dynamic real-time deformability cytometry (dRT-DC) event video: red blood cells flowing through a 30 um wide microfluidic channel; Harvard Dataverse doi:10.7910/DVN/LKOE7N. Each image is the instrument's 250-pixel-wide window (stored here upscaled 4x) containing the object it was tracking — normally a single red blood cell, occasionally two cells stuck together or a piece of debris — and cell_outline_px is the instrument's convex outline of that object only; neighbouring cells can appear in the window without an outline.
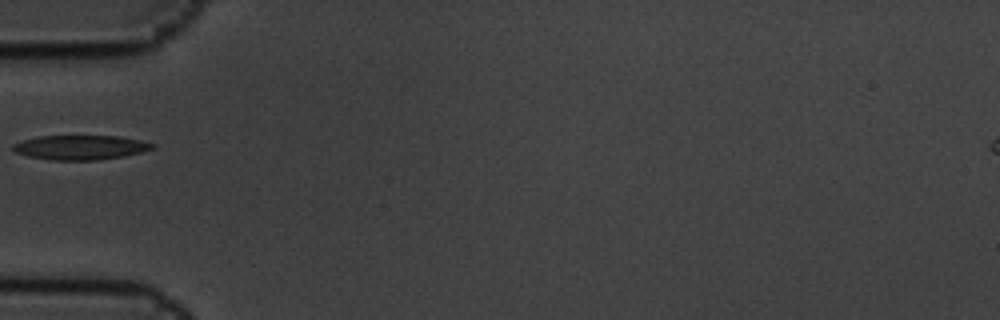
{"species": "common noctule bat (a hibernating species)", "species_latin": "Nyctalus noctula", "temperature_condition": "cold", "stored_images_in_passage": 11, "camera_frame_rate_fps": 3000, "um_per_image_px": 0.085, "animal": {"sex": "male", "body_mass_g": 19.5, "forearm_length_mm": 54.6}, "frame": {"image": 1, "passage_image": 1, "time_ms": 0.0, "image_size_px": [1000, 320], "cell_outline_px": [[156, 144], [152, 148], [140, 152], [120, 156], [96, 160], [52, 160], [28, 156], [12, 152], [12, 144], [24, 140], [40, 136], [120, 136], [140, 140]], "centroid_in_image_um": [6.78, 12.52], "position_along_channel_um": 78.2, "area_um2": 19.71}}
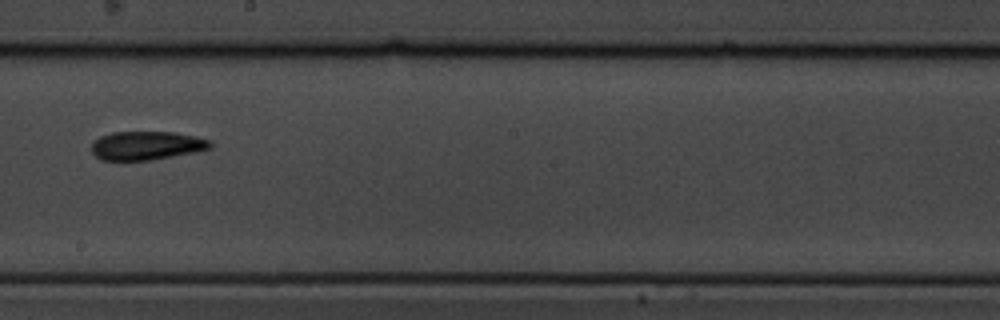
{"frame": {"image": 2, "passage_image": 5, "time_ms": 1.333, "image_size_px": [1000, 320], "cell_outline_px": [[212, 148], [196, 152], [152, 160], [100, 160], [92, 152], [92, 144], [100, 136], [112, 132], [172, 132], [196, 136], [212, 140]], "centroid_in_image_um": [12.5, 12.37], "position_along_channel_um": 235.7, "area_um2": 19.94}}
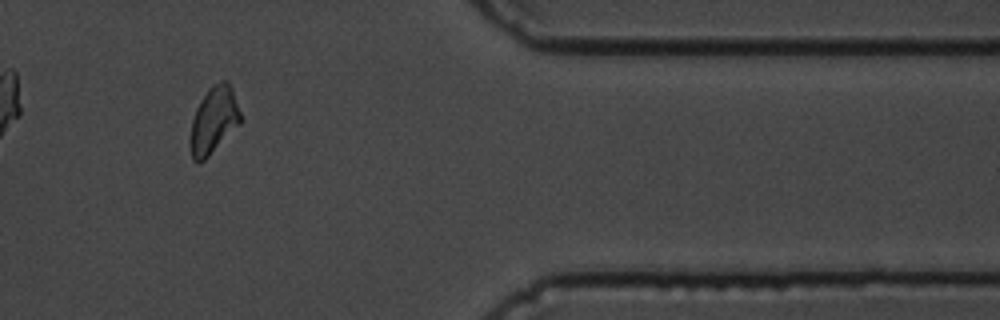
{"frame": {"image": 3, "passage_image": 9, "time_ms": 2.667, "image_size_px": [1000, 320], "cell_outline_px": [[240, 124], [204, 160], [196, 164], [192, 160], [192, 120], [196, 108], [200, 100], [208, 88], [212, 84], [220, 80], [228, 80], [232, 88], [240, 112]], "centroid_in_image_um": [18.19, 10.17], "position_along_channel_um": 393.2, "area_um2": 19.19}}